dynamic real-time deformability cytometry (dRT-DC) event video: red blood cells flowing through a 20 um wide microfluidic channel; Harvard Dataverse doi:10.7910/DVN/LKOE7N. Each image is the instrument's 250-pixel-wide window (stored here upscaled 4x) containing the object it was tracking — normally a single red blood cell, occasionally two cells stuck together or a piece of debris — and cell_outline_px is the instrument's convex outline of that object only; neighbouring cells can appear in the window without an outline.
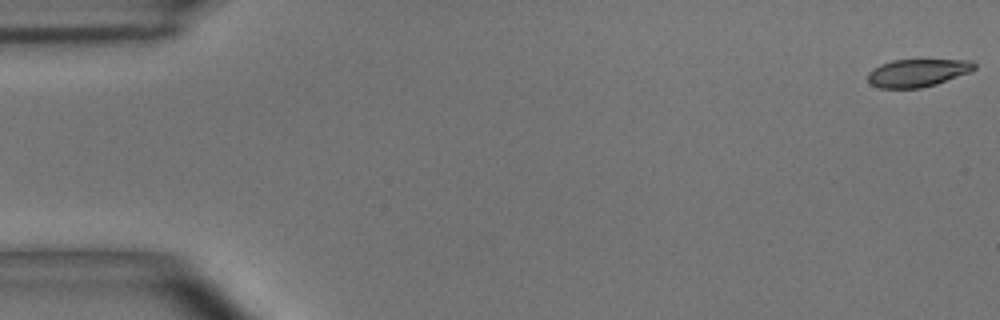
{"species": "common noctule bat (a hibernating species)", "species_latin": "Nyctalus noctula", "temperature_condition": "room temperature", "stored_images_in_passage": 13, "camera_frame_rate_fps": 3000, "um_per_image_px": 0.085, "animal": {"sex": "male", "body_mass_g": 15.6}, "frame": {"image": 1, "passage_image": 1, "time_ms": 0.0, "image_size_px": [1000, 320], "cell_outline_px": [[976, 68], [968, 72], [936, 84], [920, 88], [880, 88], [872, 84], [868, 80], [868, 72], [872, 68], [880, 64], [892, 60], [972, 60], [976, 64]], "centroid_in_image_um": [77.96, 6.18], "position_along_channel_um": 7.0, "area_um2": 17.11}}